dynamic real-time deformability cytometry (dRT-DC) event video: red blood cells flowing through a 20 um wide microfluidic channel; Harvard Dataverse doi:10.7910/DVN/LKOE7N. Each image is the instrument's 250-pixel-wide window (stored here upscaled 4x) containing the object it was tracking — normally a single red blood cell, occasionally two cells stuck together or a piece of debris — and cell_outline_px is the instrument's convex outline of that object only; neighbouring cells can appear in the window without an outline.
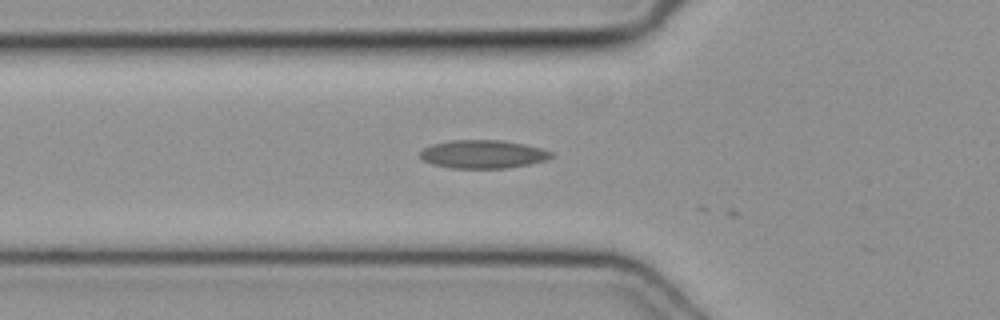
{"species": "common noctule bat (a hibernating species)", "species_latin": "Nyctalus noctula", "temperature_condition": "cold", "stored_images_in_passage": 4, "camera_frame_rate_fps": 3000, "um_per_image_px": 0.085, "animal": {"sex": "female", "body_mass_g": 19.3, "forearm_length_mm": 54.1}, "frame": {"image": 1, "passage_image": 3, "time_ms": 0.667, "image_size_px": [1000, 320], "cell_outline_px": [[552, 156], [544, 160], [528, 164], [508, 168], [452, 168], [432, 164], [424, 160], [420, 156], [420, 152], [424, 148], [432, 144], [452, 140], [500, 140], [524, 144], [540, 148], [552, 152]], "centroid_in_image_um": [41.02, 13.1], "position_along_channel_um": 84.8, "area_um2": 21.39}}